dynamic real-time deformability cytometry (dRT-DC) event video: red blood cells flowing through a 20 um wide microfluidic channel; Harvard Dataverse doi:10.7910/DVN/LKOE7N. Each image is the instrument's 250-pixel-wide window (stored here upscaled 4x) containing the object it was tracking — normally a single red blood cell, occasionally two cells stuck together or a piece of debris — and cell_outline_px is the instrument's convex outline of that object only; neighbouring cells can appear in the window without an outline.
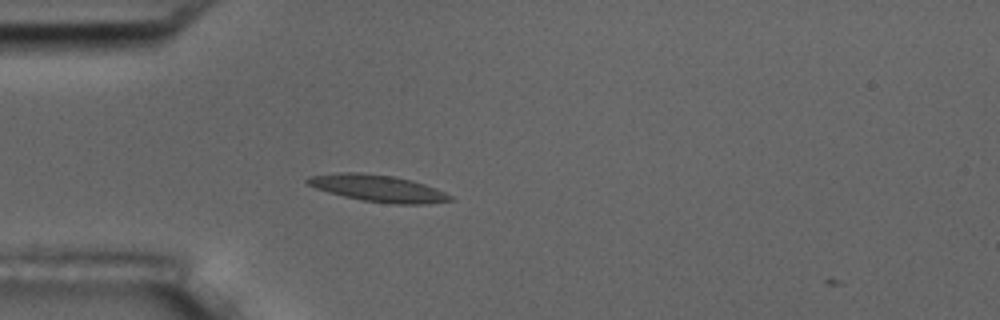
{"species": "common noctule bat (a hibernating species)", "species_latin": "Nyctalus noctula", "temperature_condition": "room temperature", "stored_images_in_passage": 2, "camera_frame_rate_fps": 3000, "um_per_image_px": 0.085, "animal": {"sex": "male", "body_mass_g": 17.5, "forearm_length_mm": 52.3}, "frame": {"image": 1, "passage_image": 1, "time_ms": 0.0, "image_size_px": [1000, 320], "cell_outline_px": [[456, 200], [424, 204], [396, 204], [364, 200], [344, 196], [328, 192], [316, 188], [308, 184], [304, 180], [308, 176], [336, 172], [360, 172], [392, 176], [412, 180], [436, 188], [452, 196]], "centroid_in_image_um": [32.13, 15.99], "position_along_channel_um": 52.9, "area_um2": 22.25}}